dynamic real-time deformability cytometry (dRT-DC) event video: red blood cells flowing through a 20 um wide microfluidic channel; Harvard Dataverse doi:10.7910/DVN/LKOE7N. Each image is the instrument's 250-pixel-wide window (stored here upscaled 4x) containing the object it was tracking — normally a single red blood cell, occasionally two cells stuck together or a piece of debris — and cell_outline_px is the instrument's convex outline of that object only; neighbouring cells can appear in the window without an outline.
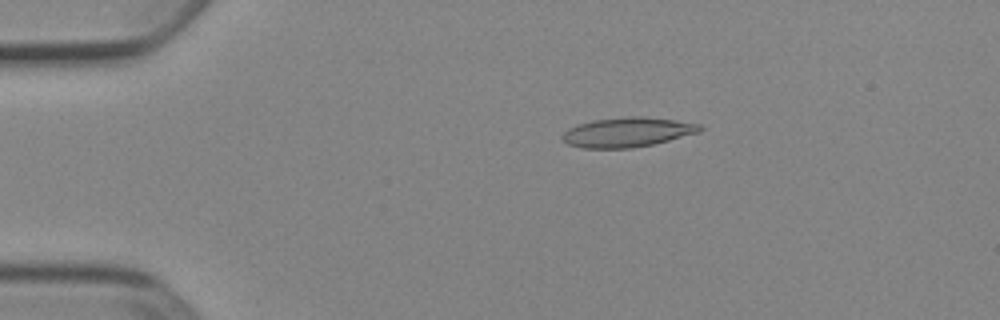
{"species": "Egyptian fruit bat (a non-hibernating species)", "species_latin": "Rousettus aegyptiacus", "temperature_condition": "cold", "stored_images_in_passage": 45, "camera_frame_rate_fps": 3000, "um_per_image_px": 0.085, "animal": {"sex": "female"}, "frame": {"image": 1, "passage_image": 3, "time_ms": 0.667, "image_size_px": [1000, 320], "cell_outline_px": [[704, 128], [700, 132], [652, 144], [632, 148], [580, 148], [568, 144], [560, 136], [568, 128], [592, 120], [632, 116], [640, 116], [676, 120], [700, 124]], "centroid_in_image_um": [53.32, 11.24], "position_along_channel_um": 31.7, "area_um2": 23.64}}
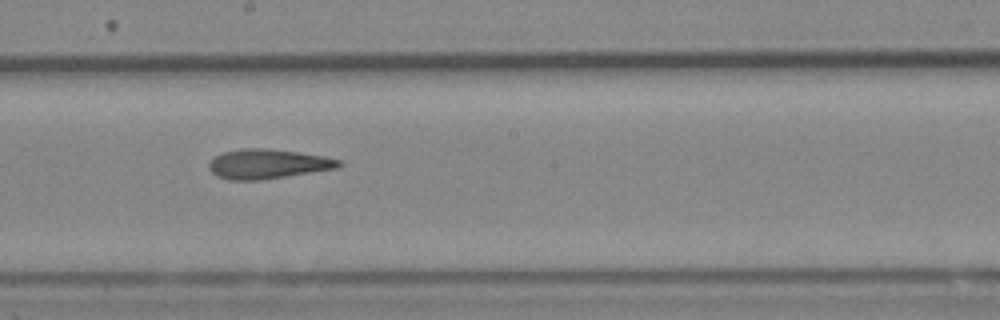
{"frame": {"image": 2, "passage_image": 22, "time_ms": 7.0, "image_size_px": [1000, 320], "cell_outline_px": [[344, 164], [336, 168], [284, 176], [256, 180], [228, 180], [216, 176], [208, 168], [208, 164], [216, 156], [224, 152], [240, 148], [268, 148], [324, 156], [340, 160]], "centroid_in_image_um": [22.72, 13.93], "position_along_channel_um": 225.5, "area_um2": 22.14}}
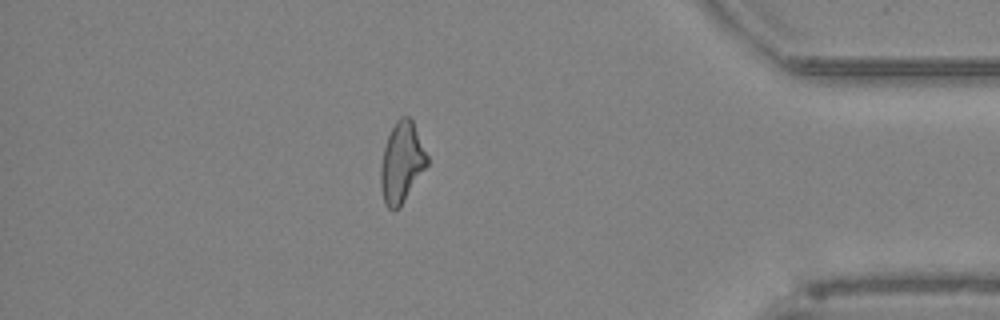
{"frame": {"image": 3, "passage_image": 38, "time_ms": 12.333, "image_size_px": [1000, 320], "cell_outline_px": [[428, 164], [400, 208], [392, 212], [384, 204], [380, 184], [380, 164], [384, 148], [388, 136], [396, 120], [400, 116], [408, 116], [412, 120], [428, 156]], "centroid_in_image_um": [34.13, 13.85], "position_along_channel_um": 401.1, "area_um2": 21.91}, "authors_computed_cell_mechanics": {"area_um2": 22.3108, "velocity_mm_per_s": 3.9255, "shape_relaxation_time_tau1_ms": 7.6815, "shape_relaxation_time_tau2_ms": 4.3053, "deformation_change_tau1": 0.2095, "deformation_change_tau2": 0.1641}}